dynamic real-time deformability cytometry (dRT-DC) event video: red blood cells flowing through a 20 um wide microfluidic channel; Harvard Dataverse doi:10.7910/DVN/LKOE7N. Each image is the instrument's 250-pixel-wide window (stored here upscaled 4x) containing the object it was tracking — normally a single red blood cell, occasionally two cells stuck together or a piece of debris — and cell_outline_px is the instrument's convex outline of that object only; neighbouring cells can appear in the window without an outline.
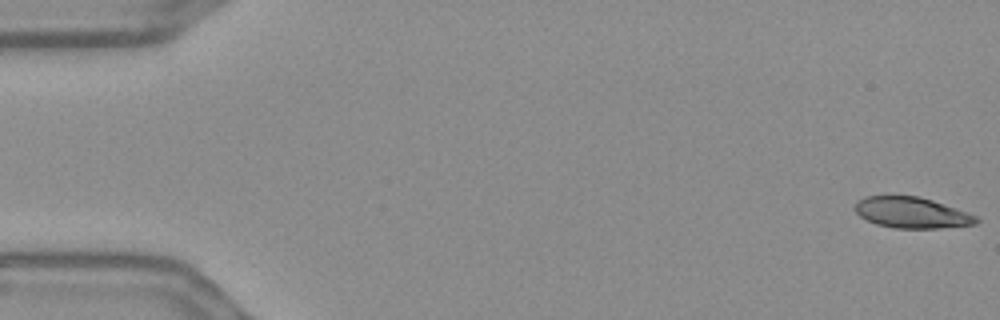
{"species": "Egyptian fruit bat (a non-hibernating species)", "species_latin": "Rousettus aegyptiacus", "temperature_condition": "warm", "stored_images_in_passage": 9, "camera_frame_rate_fps": 3000, "um_per_image_px": 0.085, "frame": {"image": 1, "passage_image": 1, "time_ms": 0.0, "image_size_px": [1000, 320], "cell_outline_px": [[980, 220], [976, 224], [940, 228], [892, 228], [876, 224], [860, 216], [852, 208], [864, 196], [920, 196], [956, 208], [976, 216]], "centroid_in_image_um": [77.49, 18.08], "position_along_channel_um": 7.5, "area_um2": 21.79}}